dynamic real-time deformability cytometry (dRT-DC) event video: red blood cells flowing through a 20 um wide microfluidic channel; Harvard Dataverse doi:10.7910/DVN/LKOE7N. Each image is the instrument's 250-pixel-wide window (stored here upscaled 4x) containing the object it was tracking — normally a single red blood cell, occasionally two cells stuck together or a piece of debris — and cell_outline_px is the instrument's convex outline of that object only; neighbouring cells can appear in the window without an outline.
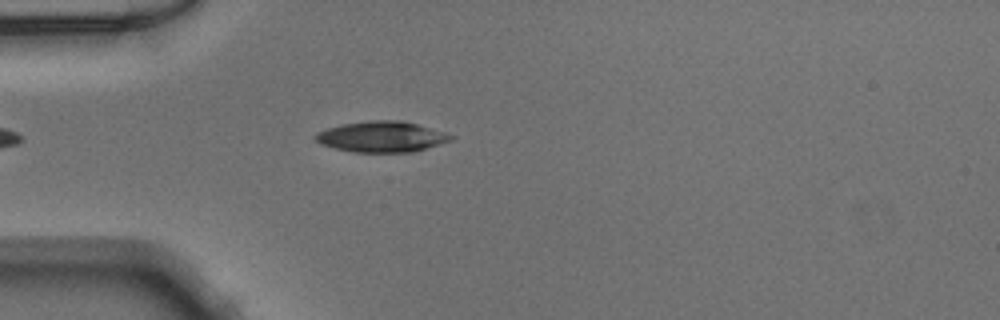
{"species": "Egyptian fruit bat (a non-hibernating species)", "species_latin": "Rousettus aegyptiacus", "temperature_condition": "warm", "stored_images_in_passage": 42, "camera_frame_rate_fps": 3000, "um_per_image_px": 0.085, "animal": {"sex": "male"}, "frame": {"image": 1, "passage_image": 6, "time_ms": 1.667, "image_size_px": [1000, 320], "cell_outline_px": [[456, 136], [452, 140], [412, 152], [352, 152], [320, 144], [312, 136], [316, 132], [328, 128], [344, 124], [372, 120], [400, 120], [416, 124], [444, 132]], "centroid_in_image_um": [32.42, 11.62], "position_along_channel_um": 52.6, "area_um2": 24.1}}
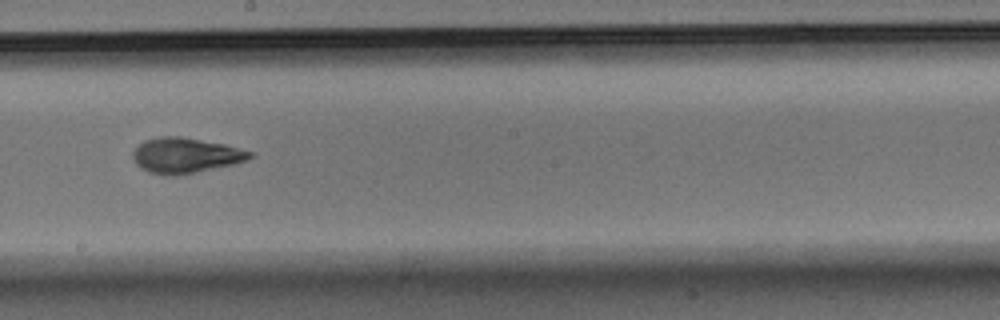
{"frame": {"image": 2, "passage_image": 20, "time_ms": 6.333, "image_size_px": [1000, 320], "cell_outline_px": [[256, 152], [248, 160], [232, 164], [196, 172], [176, 176], [168, 176], [148, 172], [140, 168], [136, 164], [132, 156], [132, 152], [144, 140], [160, 136], [180, 136], [224, 144]], "centroid_in_image_um": [15.76, 13.21], "position_along_channel_um": 232.4, "area_um2": 24.16}}
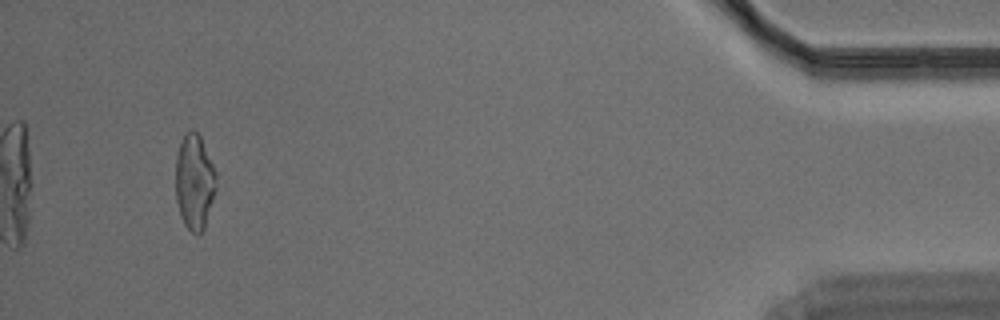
{"frame": {"image": 3, "passage_image": 39, "time_ms": 12.667, "image_size_px": [1000, 320], "cell_outline_px": [[216, 188], [204, 228], [200, 232], [192, 232], [184, 224], [180, 216], [176, 200], [176, 156], [180, 144], [184, 136], [192, 128], [200, 136], [216, 172]], "centroid_in_image_um": [16.52, 15.45], "position_along_channel_um": 418.7, "area_um2": 22.2}}